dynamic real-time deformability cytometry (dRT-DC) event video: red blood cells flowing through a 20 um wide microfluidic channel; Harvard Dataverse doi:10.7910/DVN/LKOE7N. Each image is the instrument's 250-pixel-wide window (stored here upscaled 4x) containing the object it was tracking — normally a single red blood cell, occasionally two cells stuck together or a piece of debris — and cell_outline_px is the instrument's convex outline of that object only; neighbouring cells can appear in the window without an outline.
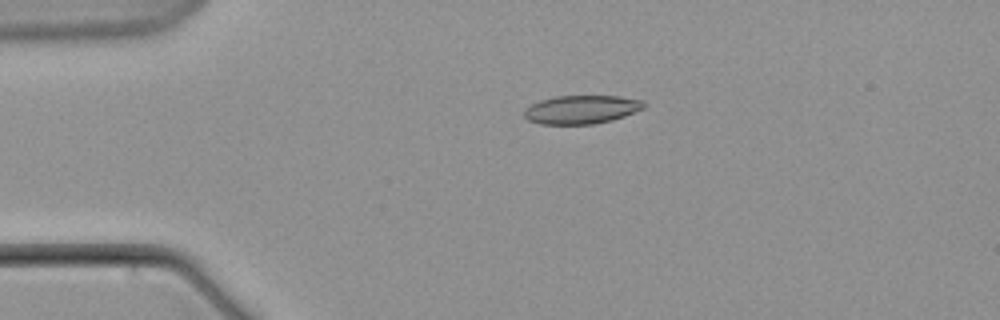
{"species": "common noctule bat (a hibernating species)", "species_latin": "Nyctalus noctula", "temperature_condition": "warm", "stored_images_in_passage": 9, "camera_frame_rate_fps": 3000, "um_per_image_px": 0.085, "animal": {"sex": "male", "body_mass_g": 21.5, "forearm_length_mm": 52.0}, "frame": {"image": 1, "passage_image": 4, "time_ms": 4.667, "image_size_px": [1000, 320], "cell_outline_px": [[644, 108], [624, 116], [612, 120], [592, 124], [540, 124], [528, 120], [524, 116], [524, 108], [540, 100], [556, 96], [620, 96], [644, 100]], "centroid_in_image_um": [49.41, 9.3], "position_along_channel_um": 35.6, "area_um2": 19.88}}
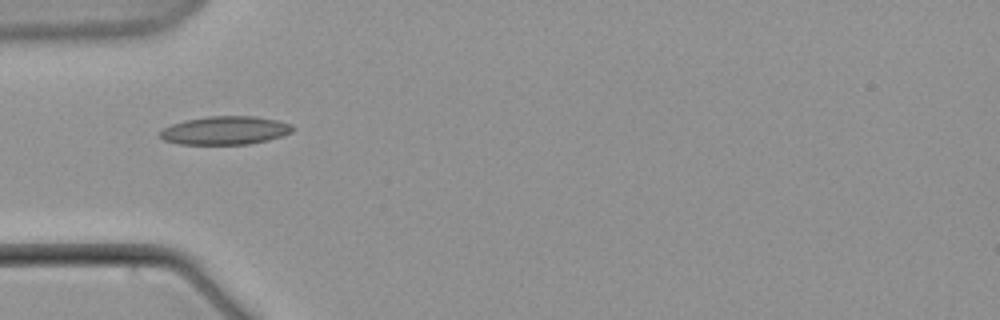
{"frame": {"image": 2, "passage_image": 6, "time_ms": 7.0, "image_size_px": [1000, 320], "cell_outline_px": [[296, 128], [292, 132], [268, 140], [248, 144], [180, 144], [164, 140], [160, 136], [160, 132], [164, 128], [172, 124], [184, 120], [208, 116], [256, 116], [276, 120], [292, 124]], "centroid_in_image_um": [19.16, 11.08], "position_along_channel_um": 65.8, "area_um2": 21.91}}
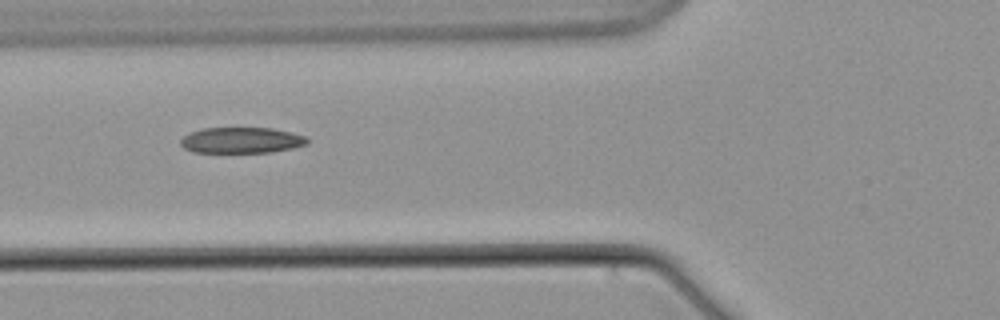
{"frame": {"image": 3, "passage_image": 7, "time_ms": 8.333, "image_size_px": [1000, 320], "cell_outline_px": [[308, 144], [292, 148], [272, 152], [192, 152], [184, 148], [180, 144], [180, 140], [188, 132], [200, 128], [272, 128], [292, 132], [308, 136]], "centroid_in_image_um": [20.53, 11.91], "position_along_channel_um": 105.3, "area_um2": 19.31}}